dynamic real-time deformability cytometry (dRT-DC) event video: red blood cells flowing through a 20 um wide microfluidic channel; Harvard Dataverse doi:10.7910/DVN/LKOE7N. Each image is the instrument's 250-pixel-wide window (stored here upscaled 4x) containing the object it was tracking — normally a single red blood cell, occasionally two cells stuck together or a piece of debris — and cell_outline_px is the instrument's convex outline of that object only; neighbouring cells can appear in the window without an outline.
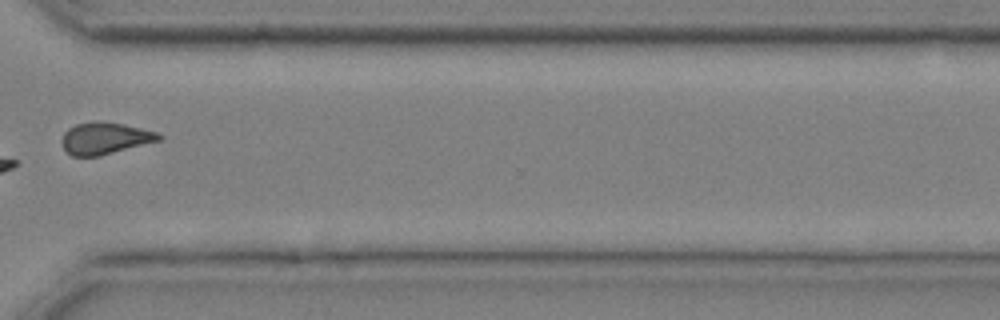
{"species": "common noctule bat (a hibernating species)", "species_latin": "Nyctalus noctula", "temperature_condition": "cold", "stored_images_in_passage": 13, "camera_frame_rate_fps": 3000, "um_per_image_px": 0.085, "animal": {"sex": "male", "body_mass_g": 20.4}, "frame": {"image": 1, "passage_image": 11, "time_ms": 3.333, "image_size_px": [1000, 320], "cell_outline_px": [[164, 136], [160, 140], [100, 156], [72, 156], [64, 148], [64, 132], [68, 128], [76, 124], [92, 120], [100, 120], [124, 124], [160, 132]], "centroid_in_image_um": [8.97, 11.73], "position_along_channel_um": 361.6, "area_um2": 18.09}}